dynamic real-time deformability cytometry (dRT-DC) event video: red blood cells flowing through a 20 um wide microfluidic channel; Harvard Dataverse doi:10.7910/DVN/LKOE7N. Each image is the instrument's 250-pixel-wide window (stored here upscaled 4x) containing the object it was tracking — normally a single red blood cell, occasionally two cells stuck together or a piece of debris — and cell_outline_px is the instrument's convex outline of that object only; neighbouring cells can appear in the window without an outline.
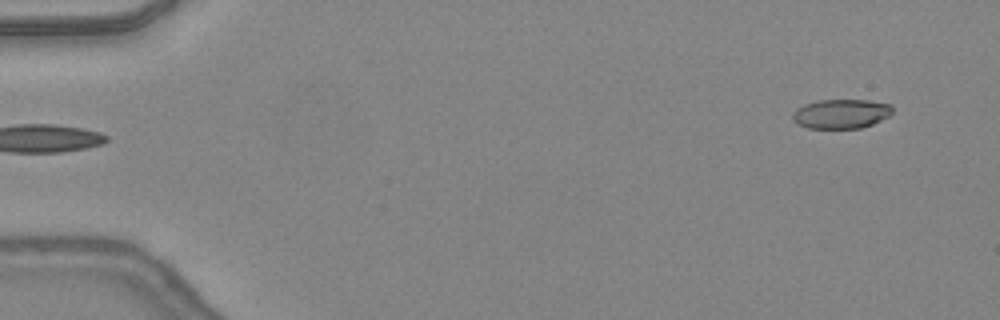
{"species": "common noctule bat (a hibernating species)", "species_latin": "Nyctalus noctula", "temperature_condition": "warm", "stored_images_in_passage": 45, "camera_frame_rate_fps": 3000, "um_per_image_px": 0.085, "animal": {"sex": "female", "body_mass_g": 24.6, "forearm_length_mm": 56.2}, "frame": {"image": 1, "passage_image": 1, "time_ms": 0.0, "image_size_px": [1000, 320], "cell_outline_px": [[892, 112], [888, 116], [872, 124], [860, 128], [808, 128], [796, 124], [792, 120], [792, 112], [796, 108], [804, 104], [820, 100], [868, 100], [892, 104]], "centroid_in_image_um": [71.46, 9.67], "position_along_channel_um": 13.5, "area_um2": 17.17}}
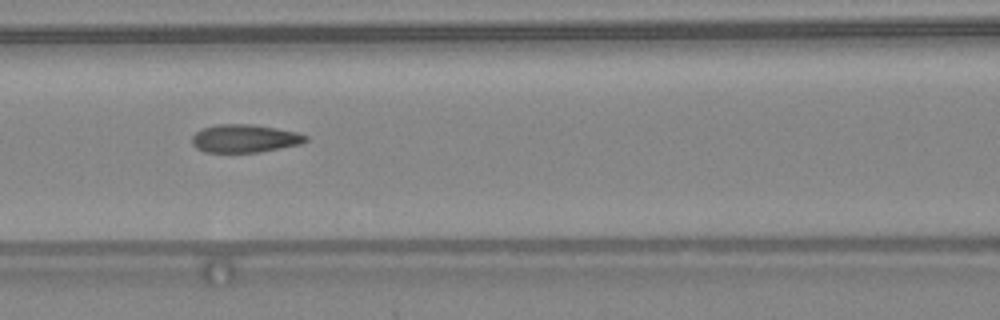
{"frame": {"image": 2, "passage_image": 19, "time_ms": 6.0, "image_size_px": [1000, 320], "cell_outline_px": [[308, 140], [300, 144], [260, 152], [204, 152], [196, 148], [192, 144], [192, 136], [200, 128], [216, 124], [252, 124], [276, 128], [296, 132], [308, 136]], "centroid_in_image_um": [20.77, 11.76], "position_along_channel_um": 145.8, "area_um2": 18.67}}
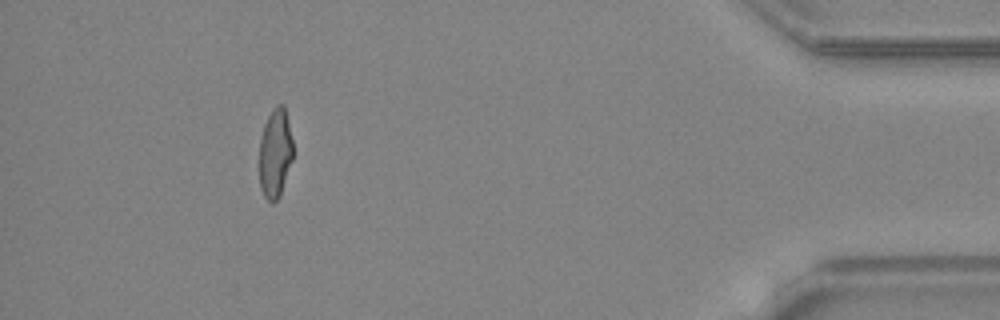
{"frame": {"image": 3, "passage_image": 41, "time_ms": 13.333, "image_size_px": [1000, 320], "cell_outline_px": [[292, 160], [280, 196], [272, 204], [264, 196], [260, 188], [260, 136], [264, 124], [272, 108], [276, 104], [284, 104], [292, 140]], "centroid_in_image_um": [23.38, 13.01], "position_along_channel_um": 411.8, "area_um2": 17.51}, "authors_computed_cell_mechanics": {"area_um2": 18.6694, "velocity_mm_per_s": 4.4188, "shape_relaxation_time_tau1_ms": null, "shape_relaxation_time_tau2_ms": 1.0803, "deformation_change_tau1": null, "deformation_change_tau2": 0.0762}}